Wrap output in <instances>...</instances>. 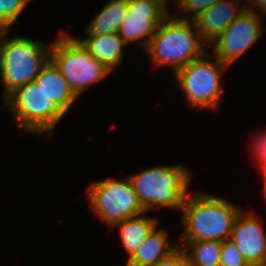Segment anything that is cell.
<instances>
[{
    "instance_id": "3",
    "label": "cell",
    "mask_w": 266,
    "mask_h": 266,
    "mask_svg": "<svg viewBox=\"0 0 266 266\" xmlns=\"http://www.w3.org/2000/svg\"><path fill=\"white\" fill-rule=\"evenodd\" d=\"M8 31H0V78L3 88V101L14 91L32 82L42 67L50 59L51 43L12 36Z\"/></svg>"
},
{
    "instance_id": "24",
    "label": "cell",
    "mask_w": 266,
    "mask_h": 266,
    "mask_svg": "<svg viewBox=\"0 0 266 266\" xmlns=\"http://www.w3.org/2000/svg\"><path fill=\"white\" fill-rule=\"evenodd\" d=\"M245 4L247 9L256 13L258 11L266 18V0H246Z\"/></svg>"
},
{
    "instance_id": "20",
    "label": "cell",
    "mask_w": 266,
    "mask_h": 266,
    "mask_svg": "<svg viewBox=\"0 0 266 266\" xmlns=\"http://www.w3.org/2000/svg\"><path fill=\"white\" fill-rule=\"evenodd\" d=\"M218 1L220 0H181L176 8H178L180 15H182L180 16L176 12L173 15L183 20H194L201 12L207 10ZM189 13L190 16L187 17Z\"/></svg>"
},
{
    "instance_id": "10",
    "label": "cell",
    "mask_w": 266,
    "mask_h": 266,
    "mask_svg": "<svg viewBox=\"0 0 266 266\" xmlns=\"http://www.w3.org/2000/svg\"><path fill=\"white\" fill-rule=\"evenodd\" d=\"M168 15L169 11L157 0H128V9L118 34L126 44L138 41L145 50L158 25Z\"/></svg>"
},
{
    "instance_id": "7",
    "label": "cell",
    "mask_w": 266,
    "mask_h": 266,
    "mask_svg": "<svg viewBox=\"0 0 266 266\" xmlns=\"http://www.w3.org/2000/svg\"><path fill=\"white\" fill-rule=\"evenodd\" d=\"M209 56L212 57V54L207 51L202 57L176 71L174 76L185 94L188 107L219 111V99L223 91L220 80L228 66L215 56L212 57L214 61L208 59Z\"/></svg>"
},
{
    "instance_id": "12",
    "label": "cell",
    "mask_w": 266,
    "mask_h": 266,
    "mask_svg": "<svg viewBox=\"0 0 266 266\" xmlns=\"http://www.w3.org/2000/svg\"><path fill=\"white\" fill-rule=\"evenodd\" d=\"M241 1V0H240ZM239 0H220L201 12L194 22L202 40L210 45L246 9ZM246 2V0H244ZM240 6V7H239Z\"/></svg>"
},
{
    "instance_id": "14",
    "label": "cell",
    "mask_w": 266,
    "mask_h": 266,
    "mask_svg": "<svg viewBox=\"0 0 266 266\" xmlns=\"http://www.w3.org/2000/svg\"><path fill=\"white\" fill-rule=\"evenodd\" d=\"M85 38L76 37L88 52L110 71L116 69L124 60L126 43L118 33L85 34Z\"/></svg>"
},
{
    "instance_id": "9",
    "label": "cell",
    "mask_w": 266,
    "mask_h": 266,
    "mask_svg": "<svg viewBox=\"0 0 266 266\" xmlns=\"http://www.w3.org/2000/svg\"><path fill=\"white\" fill-rule=\"evenodd\" d=\"M260 15L245 9L217 39L212 46L213 56L230 67L238 57L243 55L260 36L266 32L263 28Z\"/></svg>"
},
{
    "instance_id": "15",
    "label": "cell",
    "mask_w": 266,
    "mask_h": 266,
    "mask_svg": "<svg viewBox=\"0 0 266 266\" xmlns=\"http://www.w3.org/2000/svg\"><path fill=\"white\" fill-rule=\"evenodd\" d=\"M145 214L144 212L138 216L126 218L112 227L118 229L122 246L128 255L127 260L136 253L147 237L159 226L158 218L145 216Z\"/></svg>"
},
{
    "instance_id": "1",
    "label": "cell",
    "mask_w": 266,
    "mask_h": 266,
    "mask_svg": "<svg viewBox=\"0 0 266 266\" xmlns=\"http://www.w3.org/2000/svg\"><path fill=\"white\" fill-rule=\"evenodd\" d=\"M185 198L181 241H224L230 239L234 222L242 210L228 200L196 191Z\"/></svg>"
},
{
    "instance_id": "11",
    "label": "cell",
    "mask_w": 266,
    "mask_h": 266,
    "mask_svg": "<svg viewBox=\"0 0 266 266\" xmlns=\"http://www.w3.org/2000/svg\"><path fill=\"white\" fill-rule=\"evenodd\" d=\"M263 222L252 210L238 214L230 239L250 266L266 265V232Z\"/></svg>"
},
{
    "instance_id": "8",
    "label": "cell",
    "mask_w": 266,
    "mask_h": 266,
    "mask_svg": "<svg viewBox=\"0 0 266 266\" xmlns=\"http://www.w3.org/2000/svg\"><path fill=\"white\" fill-rule=\"evenodd\" d=\"M86 194L93 214L109 228L126 218L146 212L129 177L96 180L88 186Z\"/></svg>"
},
{
    "instance_id": "4",
    "label": "cell",
    "mask_w": 266,
    "mask_h": 266,
    "mask_svg": "<svg viewBox=\"0 0 266 266\" xmlns=\"http://www.w3.org/2000/svg\"><path fill=\"white\" fill-rule=\"evenodd\" d=\"M128 177L147 213L156 208L181 212L184 200L189 195L188 187L192 176L190 169L178 163L154 166Z\"/></svg>"
},
{
    "instance_id": "26",
    "label": "cell",
    "mask_w": 266,
    "mask_h": 266,
    "mask_svg": "<svg viewBox=\"0 0 266 266\" xmlns=\"http://www.w3.org/2000/svg\"><path fill=\"white\" fill-rule=\"evenodd\" d=\"M262 176H263V179H264L262 192H263V198H264V200L266 202V174H262Z\"/></svg>"
},
{
    "instance_id": "23",
    "label": "cell",
    "mask_w": 266,
    "mask_h": 266,
    "mask_svg": "<svg viewBox=\"0 0 266 266\" xmlns=\"http://www.w3.org/2000/svg\"><path fill=\"white\" fill-rule=\"evenodd\" d=\"M154 266H189V261L184 249L179 246L169 256L159 260Z\"/></svg>"
},
{
    "instance_id": "6",
    "label": "cell",
    "mask_w": 266,
    "mask_h": 266,
    "mask_svg": "<svg viewBox=\"0 0 266 266\" xmlns=\"http://www.w3.org/2000/svg\"><path fill=\"white\" fill-rule=\"evenodd\" d=\"M7 107L20 132L53 136L55 126L66 113L32 81L14 91L1 108Z\"/></svg>"
},
{
    "instance_id": "16",
    "label": "cell",
    "mask_w": 266,
    "mask_h": 266,
    "mask_svg": "<svg viewBox=\"0 0 266 266\" xmlns=\"http://www.w3.org/2000/svg\"><path fill=\"white\" fill-rule=\"evenodd\" d=\"M165 229L156 227L125 266H154L159 260L174 252L179 244L171 243Z\"/></svg>"
},
{
    "instance_id": "21",
    "label": "cell",
    "mask_w": 266,
    "mask_h": 266,
    "mask_svg": "<svg viewBox=\"0 0 266 266\" xmlns=\"http://www.w3.org/2000/svg\"><path fill=\"white\" fill-rule=\"evenodd\" d=\"M220 266H250L231 239L223 241Z\"/></svg>"
},
{
    "instance_id": "2",
    "label": "cell",
    "mask_w": 266,
    "mask_h": 266,
    "mask_svg": "<svg viewBox=\"0 0 266 266\" xmlns=\"http://www.w3.org/2000/svg\"><path fill=\"white\" fill-rule=\"evenodd\" d=\"M206 46L194 20L179 19L170 13L158 25L144 51L150 57L153 68L169 67L175 73L202 57L207 52Z\"/></svg>"
},
{
    "instance_id": "22",
    "label": "cell",
    "mask_w": 266,
    "mask_h": 266,
    "mask_svg": "<svg viewBox=\"0 0 266 266\" xmlns=\"http://www.w3.org/2000/svg\"><path fill=\"white\" fill-rule=\"evenodd\" d=\"M260 132V133H259ZM258 134L256 132L255 138L253 137V154L257 160L258 165L260 166L261 172L266 174V129L265 131L261 130ZM262 132V133H261Z\"/></svg>"
},
{
    "instance_id": "5",
    "label": "cell",
    "mask_w": 266,
    "mask_h": 266,
    "mask_svg": "<svg viewBox=\"0 0 266 266\" xmlns=\"http://www.w3.org/2000/svg\"><path fill=\"white\" fill-rule=\"evenodd\" d=\"M50 59L78 97L112 73L88 52L76 36L64 30L51 43Z\"/></svg>"
},
{
    "instance_id": "17",
    "label": "cell",
    "mask_w": 266,
    "mask_h": 266,
    "mask_svg": "<svg viewBox=\"0 0 266 266\" xmlns=\"http://www.w3.org/2000/svg\"><path fill=\"white\" fill-rule=\"evenodd\" d=\"M128 9V0H110L86 25L85 34L118 33Z\"/></svg>"
},
{
    "instance_id": "19",
    "label": "cell",
    "mask_w": 266,
    "mask_h": 266,
    "mask_svg": "<svg viewBox=\"0 0 266 266\" xmlns=\"http://www.w3.org/2000/svg\"><path fill=\"white\" fill-rule=\"evenodd\" d=\"M32 0H0V31H9Z\"/></svg>"
},
{
    "instance_id": "18",
    "label": "cell",
    "mask_w": 266,
    "mask_h": 266,
    "mask_svg": "<svg viewBox=\"0 0 266 266\" xmlns=\"http://www.w3.org/2000/svg\"><path fill=\"white\" fill-rule=\"evenodd\" d=\"M189 266H220L222 241H180ZM184 245L185 247L181 246Z\"/></svg>"
},
{
    "instance_id": "25",
    "label": "cell",
    "mask_w": 266,
    "mask_h": 266,
    "mask_svg": "<svg viewBox=\"0 0 266 266\" xmlns=\"http://www.w3.org/2000/svg\"><path fill=\"white\" fill-rule=\"evenodd\" d=\"M164 8H166L168 10V7H167V2L170 1V0H157ZM174 1V0H173ZM181 0H175V7H177L179 5Z\"/></svg>"
},
{
    "instance_id": "13",
    "label": "cell",
    "mask_w": 266,
    "mask_h": 266,
    "mask_svg": "<svg viewBox=\"0 0 266 266\" xmlns=\"http://www.w3.org/2000/svg\"><path fill=\"white\" fill-rule=\"evenodd\" d=\"M34 82L66 114L79 98L51 59L42 67Z\"/></svg>"
}]
</instances>
